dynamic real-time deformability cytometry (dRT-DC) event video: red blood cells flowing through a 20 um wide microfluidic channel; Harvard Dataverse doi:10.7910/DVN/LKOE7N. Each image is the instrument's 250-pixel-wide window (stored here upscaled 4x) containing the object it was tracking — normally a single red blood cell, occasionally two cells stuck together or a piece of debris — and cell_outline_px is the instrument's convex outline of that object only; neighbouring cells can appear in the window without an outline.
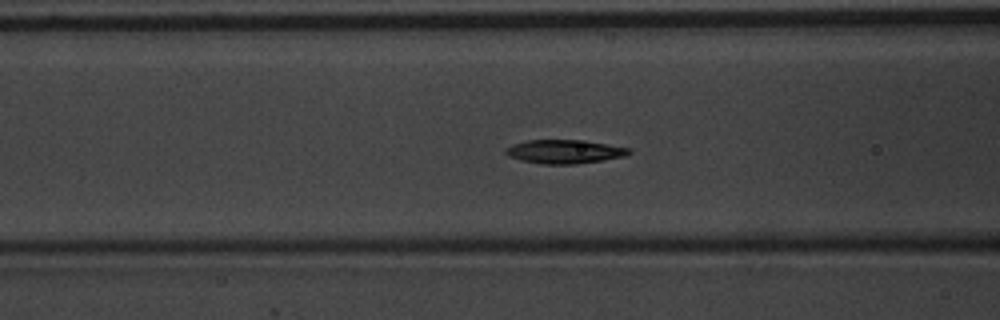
{"species": "common noctule bat (a hibernating species)", "species_latin": "Nyctalus noctula", "temperature_condition": "warm", "stored_images_in_passage": 52, "camera_frame_rate_fps": 3000, "um_per_image_px": 0.085, "animal": {"sex": "male", "body_mass_g": 20.1, "forearm_length_mm": 53.5}, "frame": {"image": 1, "passage_image": 18, "time_ms": 5.667, "image_size_px": [1000, 320], "cell_outline_px": [[632, 152], [624, 156], [604, 160], [576, 164], [540, 164], [520, 160], [508, 156], [504, 152], [504, 148], [512, 144], [528, 140], [576, 140], [632, 148]], "centroid_in_image_um": [47.94, 12.89], "position_along_channel_um": 118.7, "area_um2": 17.05}}
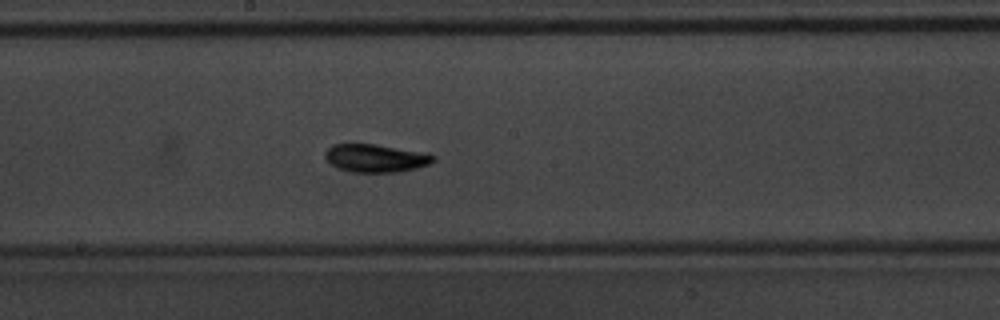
{"frame": {"image": 2, "passage_image": 26, "time_ms": 8.333, "image_size_px": [1000, 320], "cell_outline_px": [[436, 160], [428, 164], [416, 168], [396, 172], [352, 172], [336, 168], [324, 156], [324, 152], [332, 144], [376, 144], [428, 152], [436, 156]], "centroid_in_image_um": [31.96, 13.43], "position_along_channel_um": 216.2, "area_um2": 17.86}}
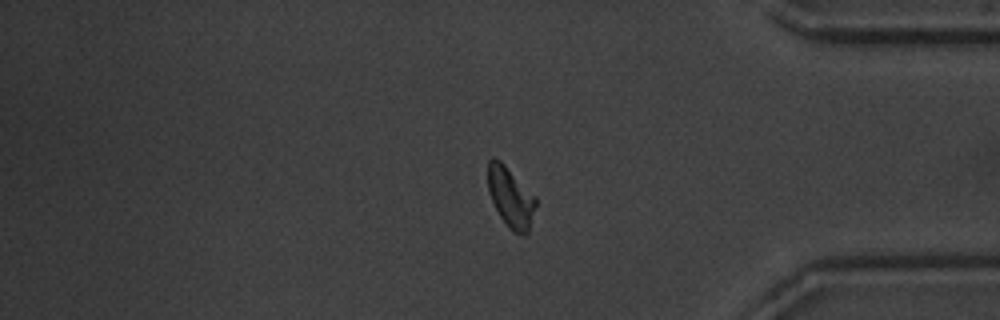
{"frame": {"image": 3, "passage_image": 42, "time_ms": 13.667, "image_size_px": [1000, 320], "cell_outline_px": [[536, 208], [528, 232], [524, 236], [520, 236], [512, 232], [508, 228], [500, 216], [488, 192], [488, 160], [492, 156], [500, 160], [536, 196]], "centroid_in_image_um": [43.42, 16.79], "position_along_channel_um": 391.8, "area_um2": 16.99}, "authors_computed_cell_mechanics": {"area_um2": 16.762, "velocity_mm_per_s": 3.6665, "shape_relaxation_time_tau1_ms": 2.3183, "shape_relaxation_time_tau2_ms": 2.4293, "deformation_change_tau1": 0.141, "deformation_change_tau2": 0.072}}